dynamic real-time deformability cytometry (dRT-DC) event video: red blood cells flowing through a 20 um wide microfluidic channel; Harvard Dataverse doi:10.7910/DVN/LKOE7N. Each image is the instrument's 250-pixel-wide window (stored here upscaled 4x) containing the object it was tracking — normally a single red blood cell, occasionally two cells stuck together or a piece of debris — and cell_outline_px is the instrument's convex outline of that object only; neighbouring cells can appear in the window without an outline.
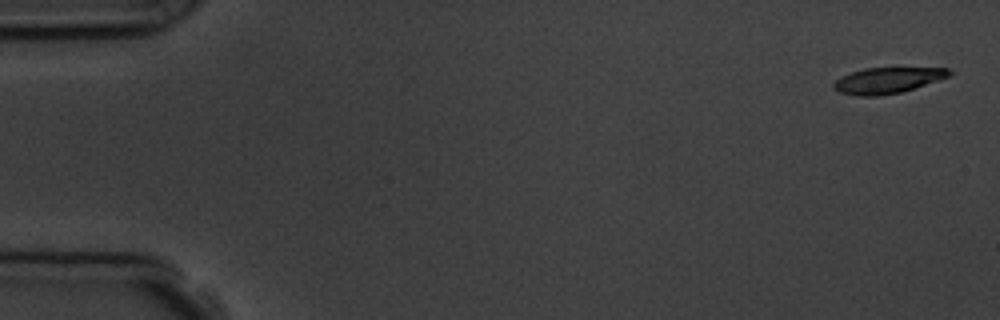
{"species": "common noctule bat (a hibernating species)", "species_latin": "Nyctalus noctula", "temperature_condition": "room temperature", "stored_images_in_passage": 4, "camera_frame_rate_fps": 3000, "um_per_image_px": 0.085, "animal": {"sex": "male", "body_mass_g": 19.5, "forearm_length_mm": 54.6}, "frame": {"image": 1, "passage_image": 1, "time_ms": 0.0, "image_size_px": [1000, 320], "cell_outline_px": [[952, 72], [948, 76], [900, 92], [880, 96], [856, 96], [840, 92], [832, 88], [832, 84], [836, 80], [852, 72], [864, 68], [948, 68]], "centroid_in_image_um": [75.37, 6.83], "position_along_channel_um": 9.6, "area_um2": 17.05}}